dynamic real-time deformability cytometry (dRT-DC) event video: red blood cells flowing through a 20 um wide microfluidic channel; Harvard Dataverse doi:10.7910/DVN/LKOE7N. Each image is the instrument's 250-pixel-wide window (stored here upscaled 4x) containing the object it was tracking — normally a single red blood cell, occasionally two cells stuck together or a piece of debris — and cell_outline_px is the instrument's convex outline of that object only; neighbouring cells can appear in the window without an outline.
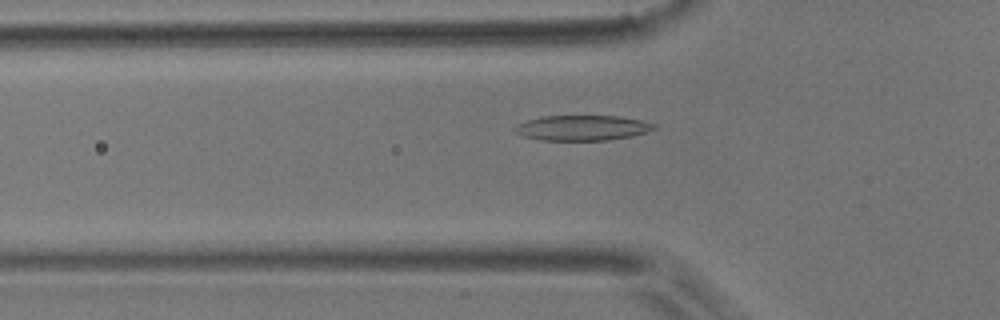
{"species": "common noctule bat (a hibernating species)", "species_latin": "Nyctalus noctula", "temperature_condition": "room temperature", "stored_images_in_passage": 54, "camera_frame_rate_fps": 3000, "um_per_image_px": 0.085, "animal": {"sex": "male", "body_mass_g": 17.9}, "frame": {"image": 1, "passage_image": 18, "time_ms": 5.667, "image_size_px": [1000, 320], "cell_outline_px": [[660, 124], [656, 128], [632, 136], [608, 140], [540, 140], [524, 136], [516, 132], [512, 128], [516, 124], [528, 120], [544, 116], [620, 116]], "centroid_in_image_um": [49.51, 10.86], "position_along_channel_um": 76.3, "area_um2": 20.46}}
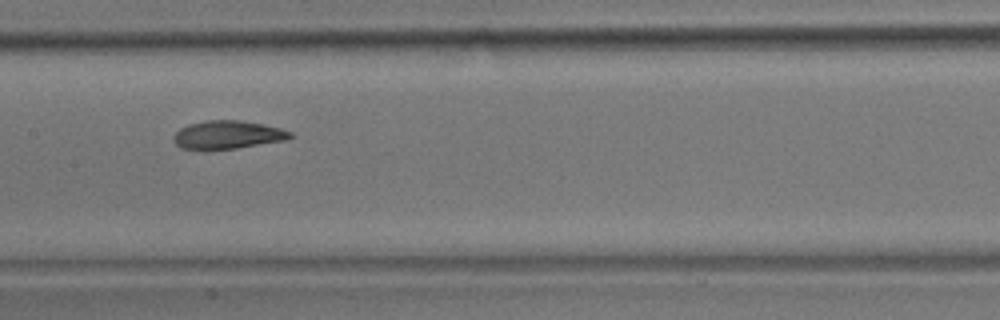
{"frame": {"image": 2, "passage_image": 27, "time_ms": 8.667, "image_size_px": [1000, 320], "cell_outline_px": [[296, 136], [284, 140], [236, 148], [180, 148], [176, 144], [172, 136], [180, 128], [188, 124], [204, 120], [240, 120], [264, 124], [280, 128], [292, 132]], "centroid_in_image_um": [19.37, 11.43], "position_along_channel_um": 188.0, "area_um2": 18.96}}
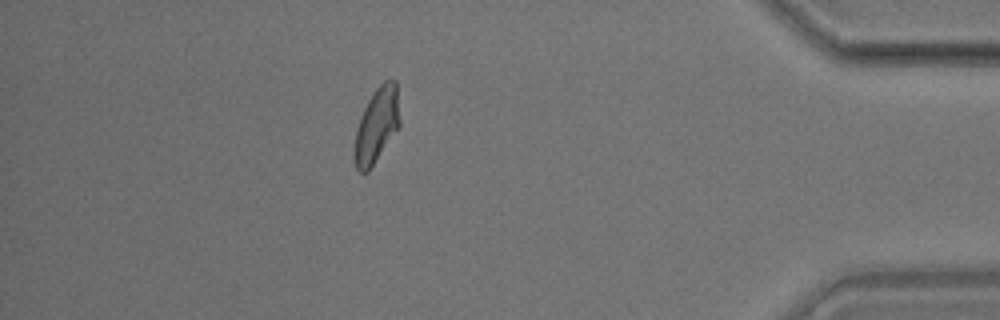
{"frame": {"image": 3, "passage_image": 48, "time_ms": 15.667, "image_size_px": [1000, 320], "cell_outline_px": [[400, 124], [368, 172], [360, 172], [356, 168], [352, 156], [352, 152], [356, 128], [360, 116], [372, 92], [384, 80], [392, 76], [396, 80], [400, 120]], "centroid_in_image_um": [31.99, 10.62], "position_along_channel_um": 403.2, "area_um2": 20.06}, "authors_computed_cell_mechanics": {"area_um2": 19.8543, "velocity_mm_per_s": 3.6925, "shape_relaxation_time_tau1_ms": 5.7875, "shape_relaxation_time_tau2_ms": 1.7009, "deformation_change_tau1": 0.182, "deformation_change_tau2": 0.0834}}